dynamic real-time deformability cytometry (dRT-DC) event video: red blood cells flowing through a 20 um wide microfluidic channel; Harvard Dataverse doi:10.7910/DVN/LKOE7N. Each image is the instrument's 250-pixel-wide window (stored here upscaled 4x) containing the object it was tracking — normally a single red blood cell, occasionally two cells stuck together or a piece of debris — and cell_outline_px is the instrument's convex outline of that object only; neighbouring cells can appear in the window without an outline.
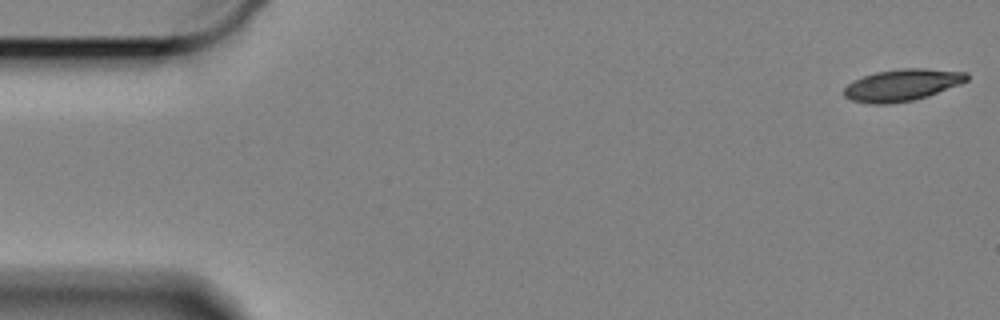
{"species": "Egyptian fruit bat (a non-hibernating species)", "species_latin": "Rousettus aegyptiacus", "temperature_condition": "cold", "stored_images_in_passage": 59, "camera_frame_rate_fps": 3000, "um_per_image_px": 0.085, "animal": {"sex": "female"}, "frame": {"image": 1, "passage_image": 1, "time_ms": 0.0, "image_size_px": [1000, 320], "cell_outline_px": [[968, 80], [960, 84], [928, 96], [912, 100], [888, 104], [872, 104], [852, 100], [844, 96], [844, 88], [852, 80], [876, 72], [904, 68], [924, 68], [968, 72]], "centroid_in_image_um": [76.69, 7.22], "position_along_channel_um": 8.3, "area_um2": 22.72}}
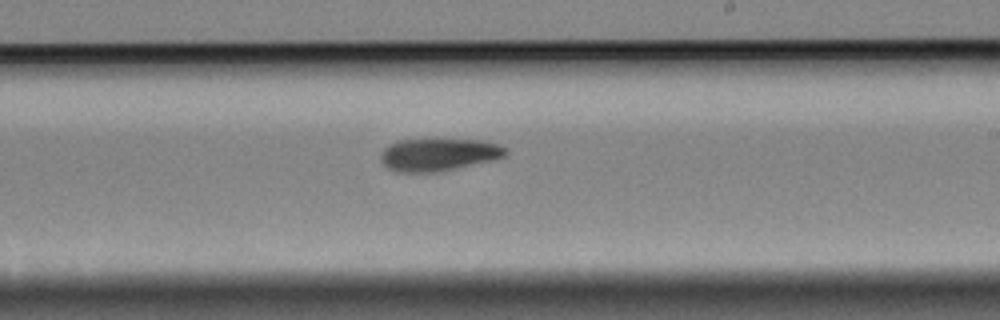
{"frame": {"image": 2, "passage_image": 34, "time_ms": 11.0, "image_size_px": [1000, 320], "cell_outline_px": [[508, 152], [504, 156], [492, 160], [440, 172], [396, 172], [388, 168], [380, 160], [380, 156], [384, 148], [388, 144], [400, 140], [484, 140], [508, 148]], "centroid_in_image_um": [37.27, 13.15], "position_along_channel_um": 251.7, "area_um2": 23.64}}
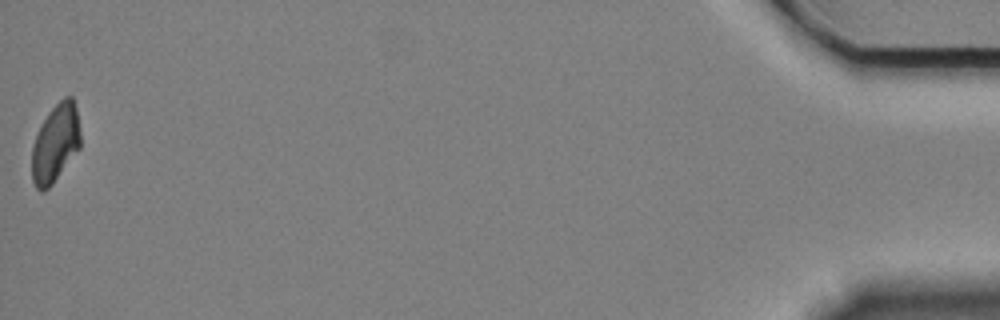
{"frame": {"image": 3, "passage_image": 59, "time_ms": 19.333, "image_size_px": [1000, 320], "cell_outline_px": [[80, 148], [52, 184], [44, 192], [40, 192], [36, 188], [32, 180], [32, 144], [40, 124], [48, 112], [64, 96], [72, 96], [76, 108], [80, 132]], "centroid_in_image_um": [4.69, 12.18], "position_along_channel_um": 430.5, "area_um2": 22.25}, "authors_computed_cell_mechanics": {"area_um2": 23.6402, "velocity_mm_per_s": 3.3205, "shape_relaxation_time_tau1_ms": 8.8536, "shape_relaxation_time_tau2_ms": null, "deformation_change_tau1": 0.195, "deformation_change_tau2": null}}